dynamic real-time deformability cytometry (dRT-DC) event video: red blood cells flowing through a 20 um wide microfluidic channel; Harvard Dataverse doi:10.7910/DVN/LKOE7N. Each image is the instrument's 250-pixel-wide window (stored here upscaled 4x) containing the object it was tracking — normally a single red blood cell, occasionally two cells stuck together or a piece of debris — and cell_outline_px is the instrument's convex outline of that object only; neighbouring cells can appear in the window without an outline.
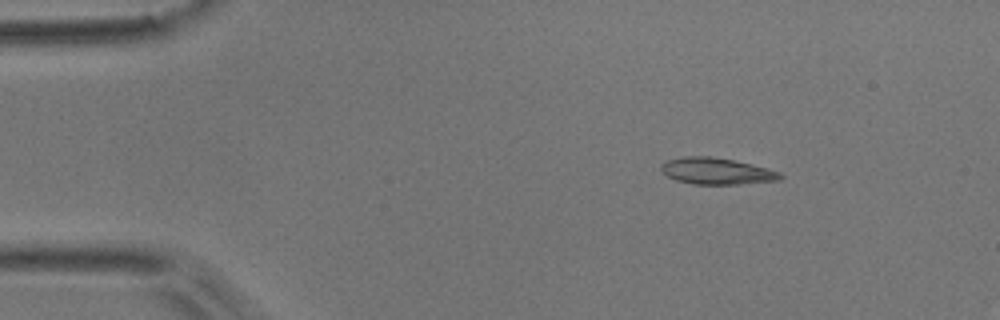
{"species": "common noctule bat (a hibernating species)", "species_latin": "Nyctalus noctula", "temperature_condition": "room temperature", "stored_images_in_passage": 5, "camera_frame_rate_fps": 3000, "um_per_image_px": 0.085, "animal": {"sex": "male", "body_mass_g": 17.9}, "frame": {"image": 1, "passage_image": 3, "time_ms": 0.667, "image_size_px": [1000, 320], "cell_outline_px": [[784, 176], [780, 180], [740, 184], [692, 184], [676, 180], [668, 176], [660, 168], [660, 164], [668, 160], [684, 156], [708, 156], [732, 160], [768, 168], [780, 172]], "centroid_in_image_um": [60.92, 14.55], "position_along_channel_um": 24.1, "area_um2": 18.32}}